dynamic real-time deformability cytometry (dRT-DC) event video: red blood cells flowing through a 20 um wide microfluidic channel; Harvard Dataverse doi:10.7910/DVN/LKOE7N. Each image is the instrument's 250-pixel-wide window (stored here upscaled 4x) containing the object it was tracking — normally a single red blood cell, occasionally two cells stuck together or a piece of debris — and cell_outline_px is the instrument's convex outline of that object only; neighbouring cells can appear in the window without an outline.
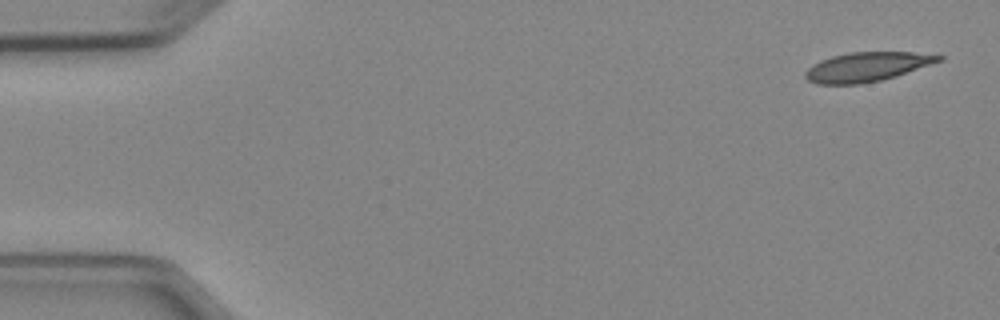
{"species": "Egyptian fruit bat (a non-hibernating species)", "species_latin": "Rousettus aegyptiacus", "temperature_condition": "cold", "stored_images_in_passage": 5, "camera_frame_rate_fps": 3000, "um_per_image_px": 0.085, "animal": {"sex": "female"}, "frame": {"image": 1, "passage_image": 1, "time_ms": 0.0, "image_size_px": [1000, 320], "cell_outline_px": [[944, 60], [896, 76], [880, 80], [860, 84], [816, 84], [808, 80], [804, 76], [804, 72], [812, 64], [820, 60], [832, 56], [852, 52], [912, 52], [944, 56]], "centroid_in_image_um": [73.67, 5.68], "position_along_channel_um": 11.3, "area_um2": 22.77}}
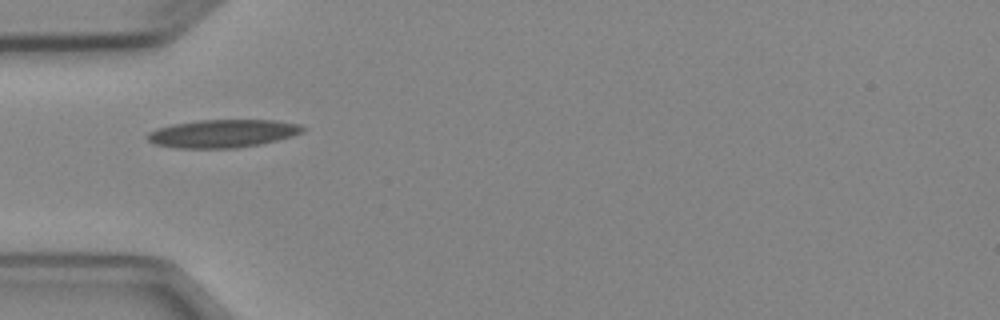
{"frame": {"image": 2, "passage_image": 5, "time_ms": 4.667, "image_size_px": [1000, 320], "cell_outline_px": [[304, 132], [292, 136], [260, 144], [236, 148], [176, 148], [156, 144], [148, 140], [144, 136], [148, 132], [156, 128], [172, 124], [200, 120], [272, 120], [300, 124], [304, 128]], "centroid_in_image_um": [18.9, 11.35], "position_along_channel_um": 66.1, "area_um2": 25.37}}